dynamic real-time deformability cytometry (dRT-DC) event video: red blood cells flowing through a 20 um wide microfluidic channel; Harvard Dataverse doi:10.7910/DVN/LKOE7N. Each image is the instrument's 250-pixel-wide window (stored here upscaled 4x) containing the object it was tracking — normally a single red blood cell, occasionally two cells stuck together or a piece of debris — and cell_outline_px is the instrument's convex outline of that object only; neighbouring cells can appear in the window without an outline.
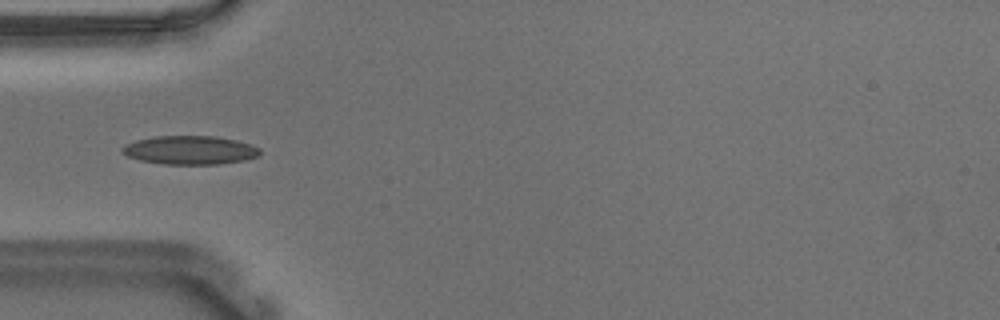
{"species": "Egyptian fruit bat (a non-hibernating species)", "species_latin": "Rousettus aegyptiacus", "temperature_condition": "warm", "stored_images_in_passage": 38, "camera_frame_rate_fps": 3000, "um_per_image_px": 0.085, "animal": {"sex": "male"}, "frame": {"image": 1, "passage_image": 1, "time_ms": 0.0, "image_size_px": [1000, 320], "cell_outline_px": [[260, 156], [244, 160], [220, 164], [164, 164], [140, 160], [128, 156], [120, 152], [120, 148], [124, 144], [136, 140], [156, 136], [216, 136], [236, 140], [260, 148]], "centroid_in_image_um": [16.12, 12.76], "position_along_channel_um": 68.9, "area_um2": 23.06}}
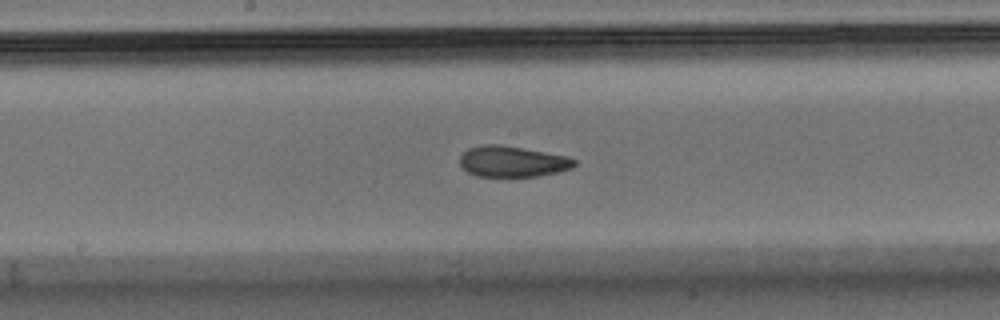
{"frame": {"image": 2, "passage_image": 12, "time_ms": 3.667, "image_size_px": [1000, 320], "cell_outline_px": [[576, 164], [572, 168], [556, 172], [536, 176], [476, 176], [468, 172], [460, 164], [460, 156], [468, 148], [480, 144], [500, 144], [568, 156], [576, 160]], "centroid_in_image_um": [43.54, 13.71], "position_along_channel_um": 204.7, "area_um2": 20.58}}
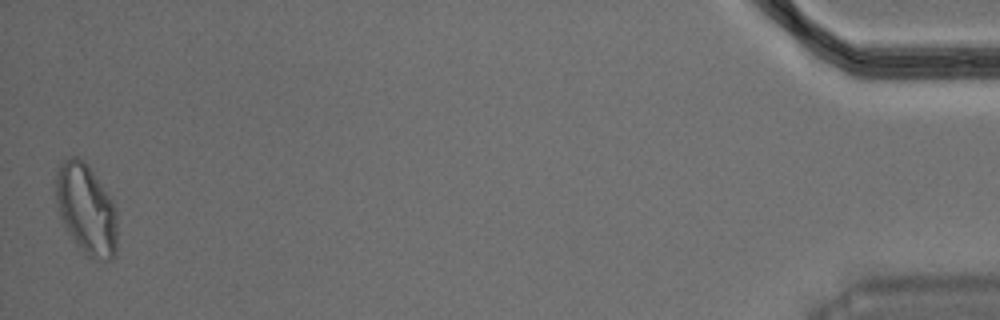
{"frame": {"image": 3, "passage_image": 38, "time_ms": 12.333, "image_size_px": [1000, 320], "cell_outline_px": [[116, 256], [112, 260], [92, 260], [84, 256], [68, 232], [60, 216], [56, 196], [56, 172], [60, 160], [68, 156], [76, 156], [84, 160], [88, 164], [112, 200], [116, 212]], "centroid_in_image_um": [7.33, 17.79], "position_along_channel_um": 427.9, "area_um2": 32.77}, "authors_computed_cell_mechanics": {"area_um2": 21.5594, "velocity_mm_per_s": 3.6615, "shape_relaxation_time_tau1_ms": null, "shape_relaxation_time_tau2_ms": 1.9658, "deformation_change_tau1": null, "deformation_change_tau2": 0.0804}}